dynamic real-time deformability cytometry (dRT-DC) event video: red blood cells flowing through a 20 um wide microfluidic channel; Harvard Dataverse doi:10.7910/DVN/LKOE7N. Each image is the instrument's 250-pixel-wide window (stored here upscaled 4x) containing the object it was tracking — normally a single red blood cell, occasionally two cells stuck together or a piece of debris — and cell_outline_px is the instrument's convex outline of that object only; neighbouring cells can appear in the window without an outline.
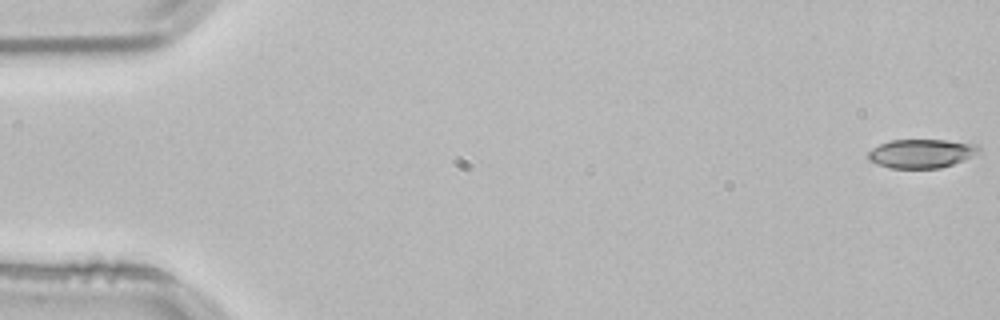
{"species": "common noctule bat (a hibernating species)", "species_latin": "Nyctalus noctula", "temperature_condition": "room temperature", "stored_images_in_passage": 51, "camera_frame_rate_fps": 3000, "um_per_image_px": 0.085, "animal": {"sex": "male", "body_mass_g": 21.5, "forearm_length_mm": 52.0}, "frame": {"image": 1, "passage_image": 1, "time_ms": 0.0, "image_size_px": [1000, 320], "cell_outline_px": [[980, 152], [964, 160], [940, 168], [888, 168], [876, 164], [868, 160], [868, 152], [872, 148], [880, 144], [892, 140], [944, 140], [976, 144], [980, 148]], "centroid_in_image_um": [78.3, 13.05], "position_along_channel_um": 6.7, "area_um2": 18.61}}
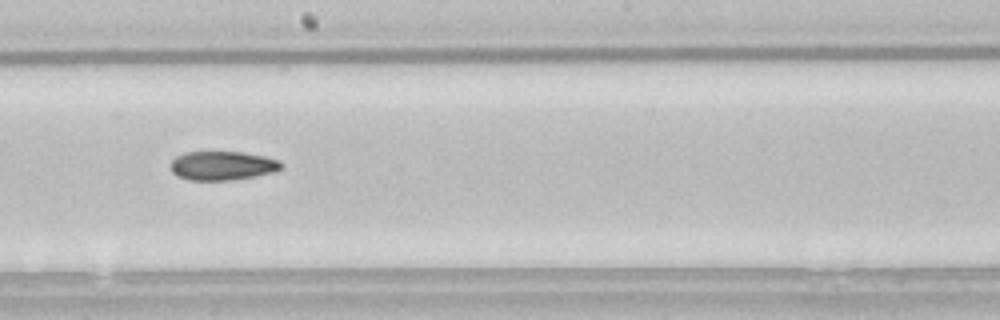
{"frame": {"image": 2, "passage_image": 30, "time_ms": 9.667, "image_size_px": [1000, 320], "cell_outline_px": [[284, 168], [272, 172], [232, 180], [188, 180], [176, 176], [172, 172], [172, 160], [176, 156], [184, 152], [244, 152], [264, 156], [280, 160], [284, 164]], "centroid_in_image_um": [18.92, 14.07], "position_along_channel_um": 229.3, "area_um2": 18.73}}
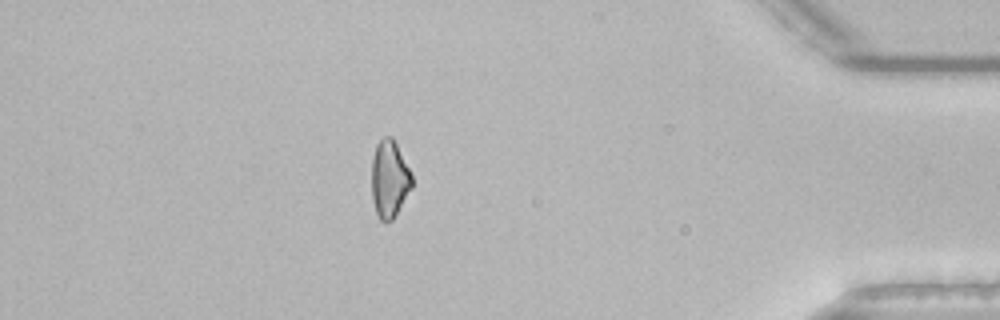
{"frame": {"image": 3, "passage_image": 47, "time_ms": 15.333, "image_size_px": [1000, 320], "cell_outline_px": [[412, 188], [392, 220], [380, 220], [376, 212], [372, 200], [372, 156], [376, 144], [384, 136], [392, 136], [412, 176]], "centroid_in_image_um": [33.08, 15.2], "position_along_channel_um": 402.1, "area_um2": 17.92}}